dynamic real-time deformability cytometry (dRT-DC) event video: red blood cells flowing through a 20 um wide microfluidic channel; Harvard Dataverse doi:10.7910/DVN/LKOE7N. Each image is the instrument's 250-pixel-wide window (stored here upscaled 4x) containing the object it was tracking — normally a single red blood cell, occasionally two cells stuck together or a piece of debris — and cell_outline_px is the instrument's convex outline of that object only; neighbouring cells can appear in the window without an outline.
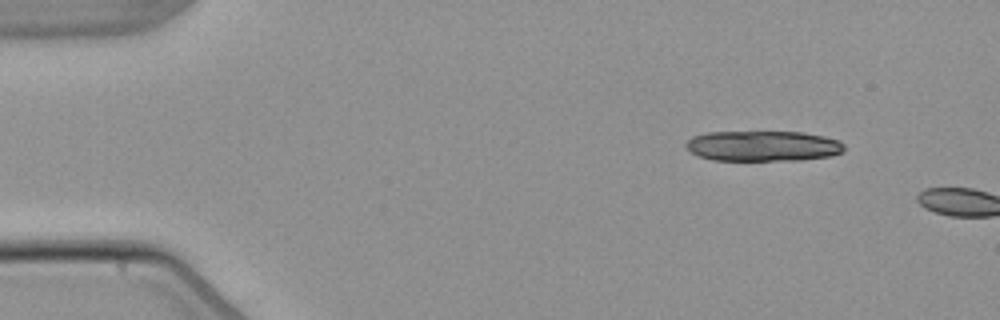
{"species": "common noctule bat (a hibernating species)", "species_latin": "Nyctalus noctula", "temperature_condition": "warm", "stored_images_in_passage": 2, "camera_frame_rate_fps": 3000, "um_per_image_px": 0.085, "animal": {"sex": "male", "body_mass_g": 21.5, "forearm_length_mm": 52.0}, "frame": {"image": 1, "passage_image": 1, "time_ms": 0.0, "image_size_px": [1000, 320], "cell_outline_px": [[844, 152], [832, 156], [800, 160], [712, 160], [696, 156], [684, 144], [692, 136], [708, 132], [800, 132], [824, 136], [840, 140], [844, 144]], "centroid_in_image_um": [64.87, 12.41], "position_along_channel_um": 20.1, "area_um2": 28.26}}